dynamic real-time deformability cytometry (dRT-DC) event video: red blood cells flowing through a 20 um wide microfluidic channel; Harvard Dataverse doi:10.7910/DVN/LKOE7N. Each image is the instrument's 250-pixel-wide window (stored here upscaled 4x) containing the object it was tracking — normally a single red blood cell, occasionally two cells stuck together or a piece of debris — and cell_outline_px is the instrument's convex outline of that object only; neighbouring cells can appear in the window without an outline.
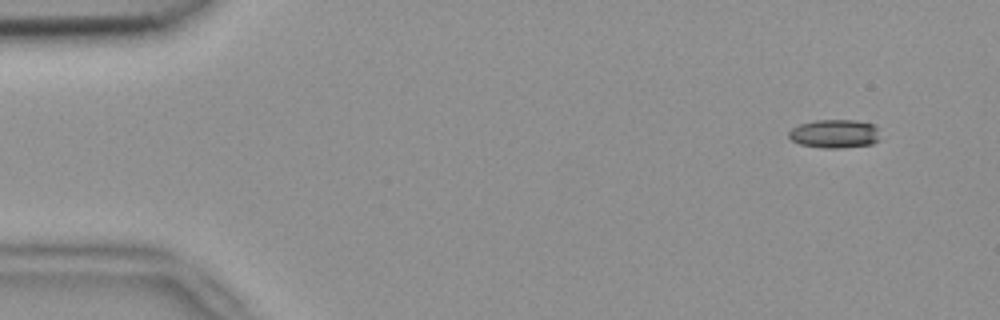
{"species": "common noctule bat (a hibernating species)", "species_latin": "Nyctalus noctula", "temperature_condition": "room temperature", "stored_images_in_passage": 46, "camera_frame_rate_fps": 3000, "um_per_image_px": 0.085, "animal": {"sex": "female", "body_mass_g": 18.4}, "frame": {"image": 1, "passage_image": 1, "time_ms": 0.0, "image_size_px": [1000, 320], "cell_outline_px": [[880, 140], [872, 144], [840, 148], [820, 148], [800, 144], [792, 140], [788, 136], [788, 132], [792, 128], [800, 124], [816, 120], [856, 120], [872, 124], [880, 128]], "centroid_in_image_um": [70.98, 11.37], "position_along_channel_um": 14.0, "area_um2": 15.43}}
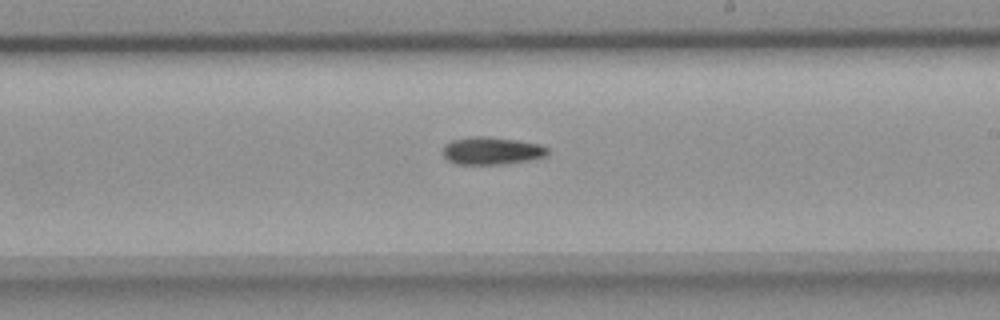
{"frame": {"image": 2, "passage_image": 28, "time_ms": 9.0, "image_size_px": [1000, 320], "cell_outline_px": [[548, 152], [544, 156], [528, 160], [500, 164], [456, 164], [448, 160], [444, 156], [444, 144], [452, 140], [472, 136], [488, 136], [516, 140], [540, 144], [548, 148]], "centroid_in_image_um": [41.77, 12.8], "position_along_channel_um": 247.2, "area_um2": 16.7}}
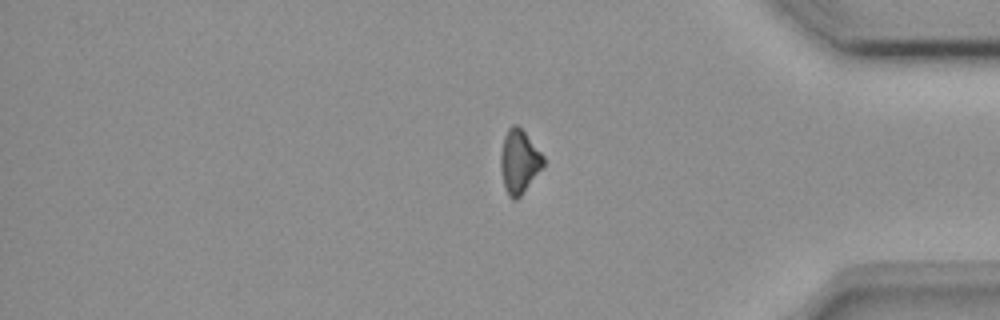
{"frame": {"image": 3, "passage_image": 41, "time_ms": 13.333, "image_size_px": [1000, 320], "cell_outline_px": [[544, 164], [520, 196], [516, 200], [512, 200], [508, 196], [504, 184], [500, 168], [500, 156], [504, 136], [508, 128], [512, 124], [516, 124], [524, 132], [544, 156]], "centroid_in_image_um": [44.1, 13.72], "position_along_channel_um": 391.1, "area_um2": 15.55}}